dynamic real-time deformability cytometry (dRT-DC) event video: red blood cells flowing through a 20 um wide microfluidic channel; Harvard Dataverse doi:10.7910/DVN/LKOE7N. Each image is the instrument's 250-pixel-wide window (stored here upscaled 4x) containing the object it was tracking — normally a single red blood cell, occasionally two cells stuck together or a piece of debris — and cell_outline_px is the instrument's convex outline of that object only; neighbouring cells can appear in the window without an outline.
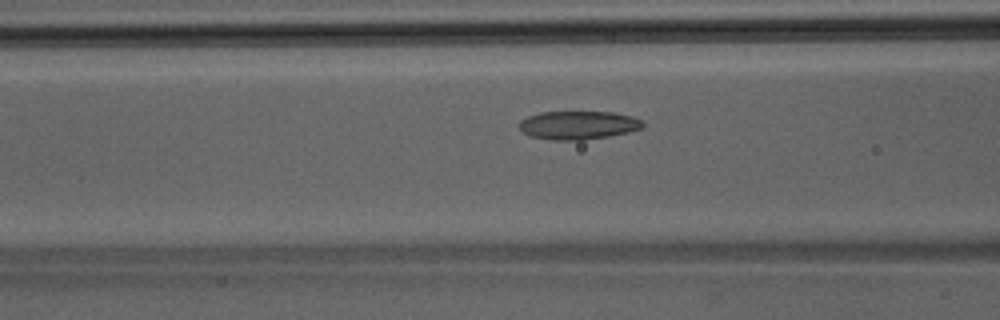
{"species": "Egyptian fruit bat (a non-hibernating species)", "species_latin": "Rousettus aegyptiacus", "temperature_condition": "room temperature", "stored_images_in_passage": 41, "camera_frame_rate_fps": 3000, "um_per_image_px": 0.085, "animal": {"sex": "male"}, "frame": {"image": 1, "passage_image": 14, "time_ms": 4.333, "image_size_px": [1000, 320], "cell_outline_px": [[644, 124], [640, 128], [628, 132], [608, 136], [584, 140], [552, 140], [532, 136], [524, 132], [520, 128], [520, 120], [528, 116], [540, 112], [612, 112], [632, 116], [644, 120]], "centroid_in_image_um": [49.17, 10.63], "position_along_channel_um": 117.4, "area_um2": 20.35}}
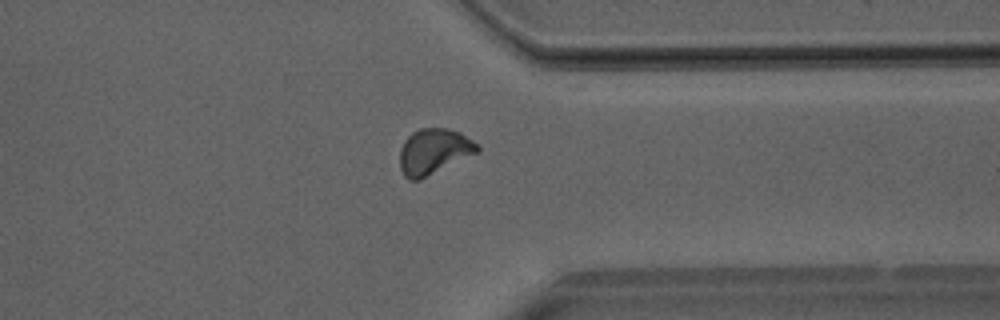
{"frame": {"image": 2, "passage_image": 31, "time_ms": 10.0, "image_size_px": [1000, 320], "cell_outline_px": [[480, 152], [420, 180], [408, 180], [404, 176], [400, 168], [400, 148], [404, 140], [412, 132], [420, 128], [448, 128], [460, 132], [480, 144]], "centroid_in_image_um": [36.9, 12.88], "position_along_channel_um": 374.5, "area_um2": 21.04}}
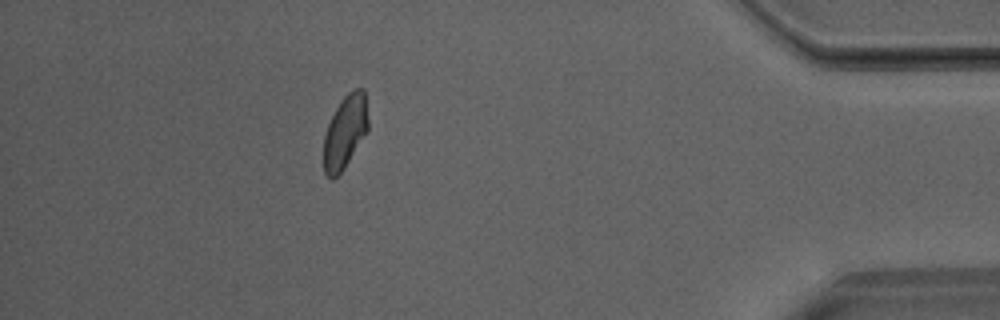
{"frame": {"image": 3, "passage_image": 36, "time_ms": 11.667, "image_size_px": [1000, 320], "cell_outline_px": [[368, 132], [344, 168], [332, 180], [324, 172], [324, 136], [328, 124], [340, 100], [352, 88], [364, 88], [368, 120]], "centroid_in_image_um": [29.35, 11.18], "position_along_channel_um": 405.9, "area_um2": 19.02}}